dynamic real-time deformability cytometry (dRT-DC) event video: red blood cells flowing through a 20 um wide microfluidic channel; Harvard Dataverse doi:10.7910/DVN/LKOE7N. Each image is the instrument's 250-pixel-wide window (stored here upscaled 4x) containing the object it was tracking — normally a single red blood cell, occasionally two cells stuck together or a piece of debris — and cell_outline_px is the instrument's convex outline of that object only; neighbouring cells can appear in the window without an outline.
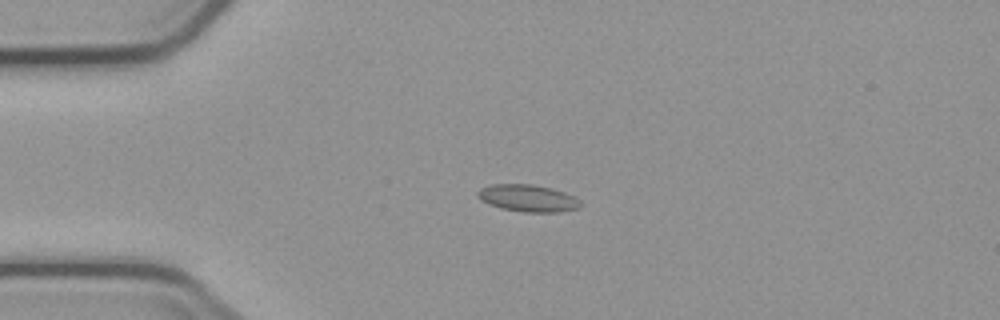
{"species": "common noctule bat (a hibernating species)", "species_latin": "Nyctalus noctula", "temperature_condition": "cold", "stored_images_in_passage": 7, "camera_frame_rate_fps": 3000, "um_per_image_px": 0.085, "animal": {"sex": "male", "body_mass_g": 23.1, "forearm_length_mm": 52.7}, "frame": {"image": 1, "passage_image": 3, "time_ms": 2.0, "image_size_px": [1000, 320], "cell_outline_px": [[584, 204], [580, 208], [560, 212], [524, 212], [500, 208], [488, 204], [480, 200], [476, 196], [476, 192], [480, 188], [492, 184], [532, 184], [552, 188], [564, 192], [580, 200]], "centroid_in_image_um": [44.86, 16.85], "position_along_channel_um": 40.1, "area_um2": 16.47}}
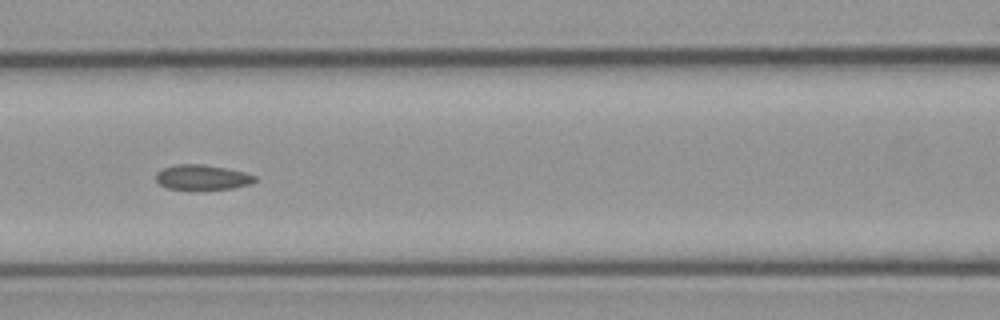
{"frame": {"image": 2, "passage_image": 6, "time_ms": 5.667, "image_size_px": [1000, 320], "cell_outline_px": [[256, 180], [252, 184], [232, 188], [200, 192], [192, 192], [168, 188], [160, 184], [156, 180], [156, 172], [164, 168], [176, 164], [204, 164], [244, 172], [256, 176]], "centroid_in_image_um": [17.18, 15.12], "position_along_channel_um": 149.4, "area_um2": 15.09}}
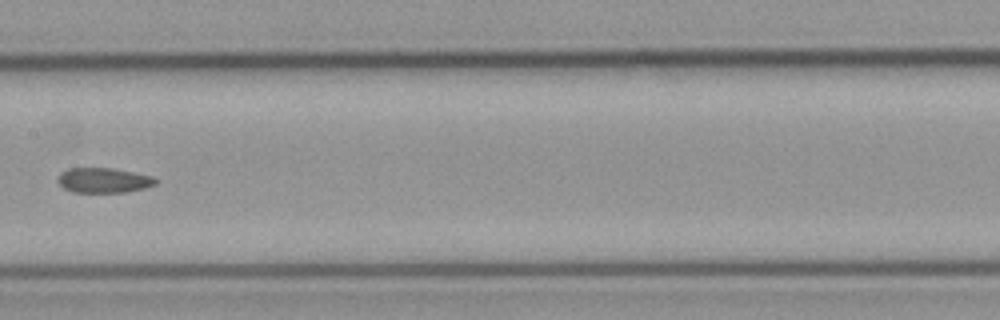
{"frame": {"image": 3, "passage_image": 7, "time_ms": 7.0, "image_size_px": [1000, 320], "cell_outline_px": [[156, 184], [144, 188], [124, 192], [72, 192], [64, 188], [56, 180], [60, 172], [68, 168], [112, 168], [152, 176], [156, 180]], "centroid_in_image_um": [8.76, 15.32], "position_along_channel_um": 198.6, "area_um2": 14.16}}